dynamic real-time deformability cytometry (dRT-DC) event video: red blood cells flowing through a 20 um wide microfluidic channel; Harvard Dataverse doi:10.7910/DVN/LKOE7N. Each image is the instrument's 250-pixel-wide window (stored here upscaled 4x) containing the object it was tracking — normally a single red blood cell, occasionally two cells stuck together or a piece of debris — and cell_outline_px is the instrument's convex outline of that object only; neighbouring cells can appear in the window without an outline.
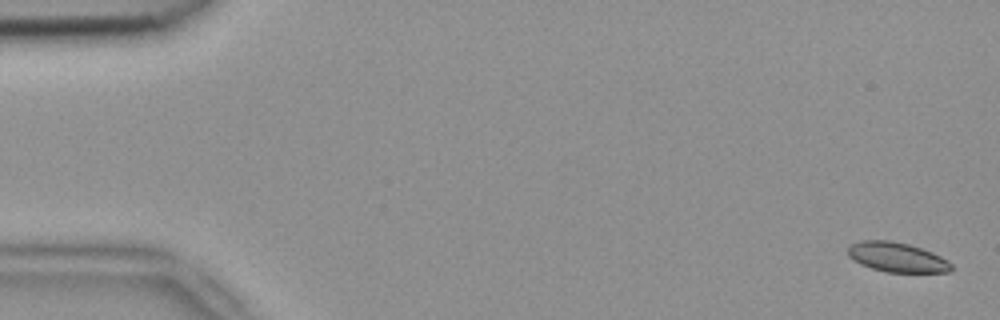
{"species": "common noctule bat (a hibernating species)", "species_latin": "Nyctalus noctula", "temperature_condition": "room temperature", "stored_images_in_passage": 5, "camera_frame_rate_fps": 3000, "um_per_image_px": 0.085, "animal": {"sex": "female", "body_mass_g": 18.4}, "frame": {"image": 1, "passage_image": 1, "time_ms": 0.0, "image_size_px": [1000, 320], "cell_outline_px": [[952, 272], [888, 272], [872, 268], [860, 264], [852, 260], [848, 256], [848, 248], [852, 244], [860, 240], [888, 240], [908, 244], [932, 252], [948, 260], [952, 264]], "centroid_in_image_um": [76.24, 21.86], "position_along_channel_um": 8.8, "area_um2": 17.86}}